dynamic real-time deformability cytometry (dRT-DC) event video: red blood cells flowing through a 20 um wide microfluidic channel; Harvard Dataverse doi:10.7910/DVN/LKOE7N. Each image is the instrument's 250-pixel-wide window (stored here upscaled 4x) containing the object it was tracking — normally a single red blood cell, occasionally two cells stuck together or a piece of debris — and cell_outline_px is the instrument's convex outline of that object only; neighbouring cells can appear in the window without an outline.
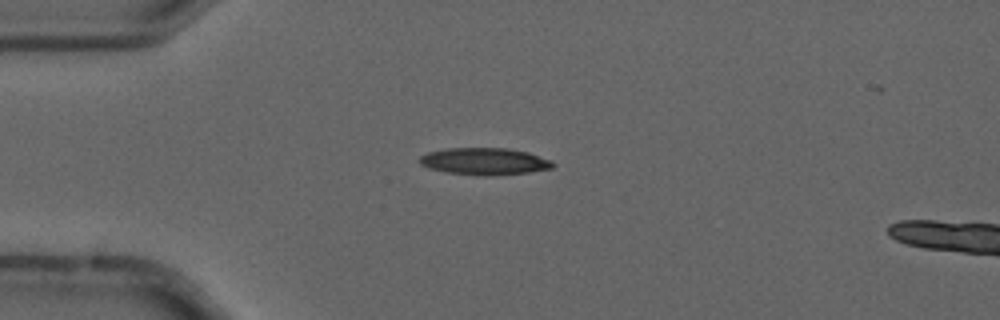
{"species": "common noctule bat (a hibernating species)", "species_latin": "Nyctalus noctula", "temperature_condition": "cold", "stored_images_in_passage": 4, "camera_frame_rate_fps": 3000, "um_per_image_px": 0.085, "animal": {"sex": "male", "forearm_length_mm": 52.5}, "frame": {"image": 1, "passage_image": 3, "time_ms": 0.667, "image_size_px": [1000, 320], "cell_outline_px": [[556, 164], [552, 168], [528, 172], [488, 176], [484, 176], [448, 172], [428, 168], [420, 164], [420, 156], [428, 152], [448, 148], [508, 148], [528, 152], [552, 160]], "centroid_in_image_um": [41.21, 13.71], "position_along_channel_um": 43.8, "area_um2": 20.92}}